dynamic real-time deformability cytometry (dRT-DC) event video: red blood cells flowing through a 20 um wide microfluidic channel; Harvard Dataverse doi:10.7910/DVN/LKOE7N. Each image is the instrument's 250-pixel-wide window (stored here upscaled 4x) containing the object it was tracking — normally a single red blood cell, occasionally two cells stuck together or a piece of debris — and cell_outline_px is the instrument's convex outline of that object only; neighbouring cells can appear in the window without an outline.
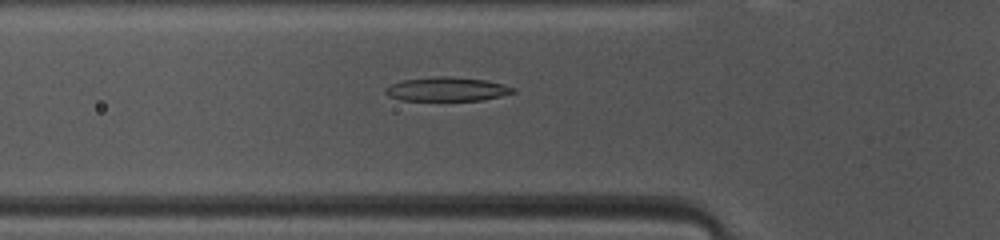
{"species": "common noctule bat (a hibernating species)", "species_latin": "Nyctalus noctula", "temperature_condition": "warm", "stored_images_in_passage": 24, "camera_frame_rate_fps": 3000, "um_per_image_px": 0.085, "animal": {"sex": "female", "body_mass_g": 10.0, "forearm_length_mm": 53.1}, "frame": {"image": 1, "passage_image": 6, "time_ms": 1.667, "image_size_px": [1000, 240], "cell_outline_px": [[516, 92], [500, 96], [480, 100], [400, 100], [388, 96], [384, 92], [384, 88], [392, 84], [404, 80], [436, 76], [452, 76], [484, 80], [516, 88]], "centroid_in_image_um": [37.96, 7.58], "position_along_channel_um": 87.8, "area_um2": 17.69}}
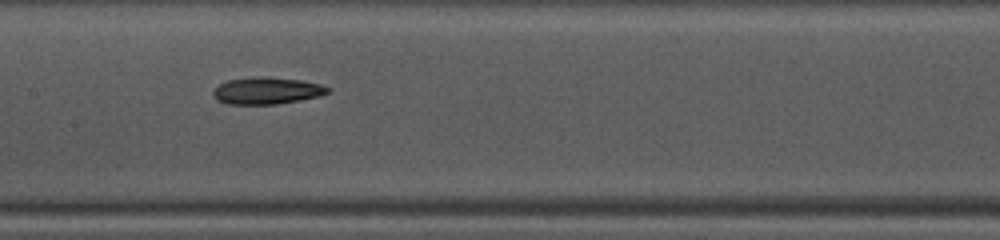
{"frame": {"image": 2, "passage_image": 13, "time_ms": 4.0, "image_size_px": [1000, 240], "cell_outline_px": [[332, 88], [328, 92], [316, 96], [300, 100], [276, 104], [228, 104], [216, 100], [212, 96], [212, 92], [220, 84], [228, 80], [256, 76], [268, 76], [300, 80], [320, 84]], "centroid_in_image_um": [22.65, 7.7], "position_along_channel_um": 184.8, "area_um2": 17.98}}
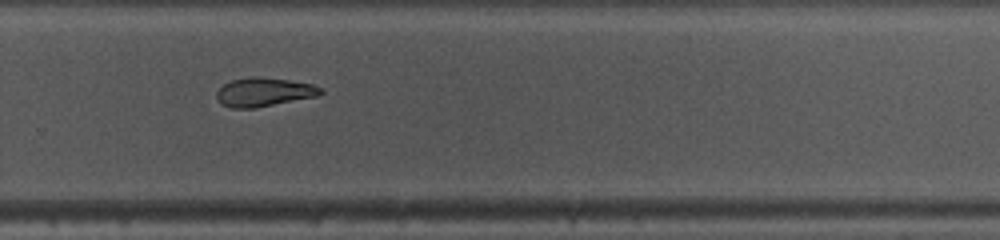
{"frame": {"image": 3, "passage_image": 22, "time_ms": 7.0, "image_size_px": [1000, 240], "cell_outline_px": [[324, 92], [316, 96], [252, 108], [232, 108], [220, 104], [216, 96], [216, 92], [224, 84], [232, 80], [288, 80], [312, 84], [320, 88]], "centroid_in_image_um": [22.41, 7.88], "position_along_channel_um": 307.4, "area_um2": 16.3}}